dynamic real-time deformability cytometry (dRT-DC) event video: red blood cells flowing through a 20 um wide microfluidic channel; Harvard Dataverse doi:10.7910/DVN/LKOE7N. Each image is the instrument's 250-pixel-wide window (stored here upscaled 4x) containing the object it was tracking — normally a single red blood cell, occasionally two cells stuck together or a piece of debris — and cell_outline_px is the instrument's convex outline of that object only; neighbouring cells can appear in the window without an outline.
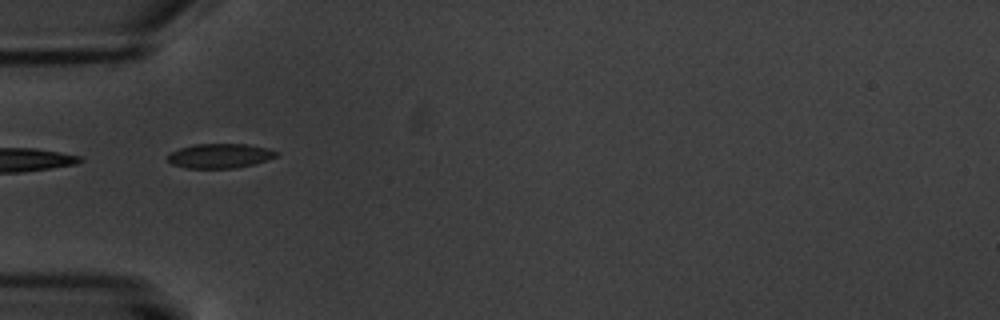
{"species": "common noctule bat (a hibernating species)", "species_latin": "Nyctalus noctula", "temperature_condition": "warm", "stored_images_in_passage": 8, "segment_of_instrument_passage": [2, 2], "camera_frame_rate_fps": 3000, "um_per_image_px": 0.085, "animal": {"sex": "male", "body_mass_g": 20.1, "forearm_length_mm": 53.5}, "frame": {"image": 1, "passage_image": 6, "time_ms": 5.667, "image_size_px": [1000, 320], "cell_outline_px": [[280, 152], [276, 156], [268, 160], [236, 168], [188, 168], [172, 164], [168, 160], [168, 156], [172, 152], [180, 148], [192, 144], [248, 144], [268, 148]], "centroid_in_image_um": [18.72, 13.24], "position_along_channel_um": 66.3, "area_um2": 15.49}}